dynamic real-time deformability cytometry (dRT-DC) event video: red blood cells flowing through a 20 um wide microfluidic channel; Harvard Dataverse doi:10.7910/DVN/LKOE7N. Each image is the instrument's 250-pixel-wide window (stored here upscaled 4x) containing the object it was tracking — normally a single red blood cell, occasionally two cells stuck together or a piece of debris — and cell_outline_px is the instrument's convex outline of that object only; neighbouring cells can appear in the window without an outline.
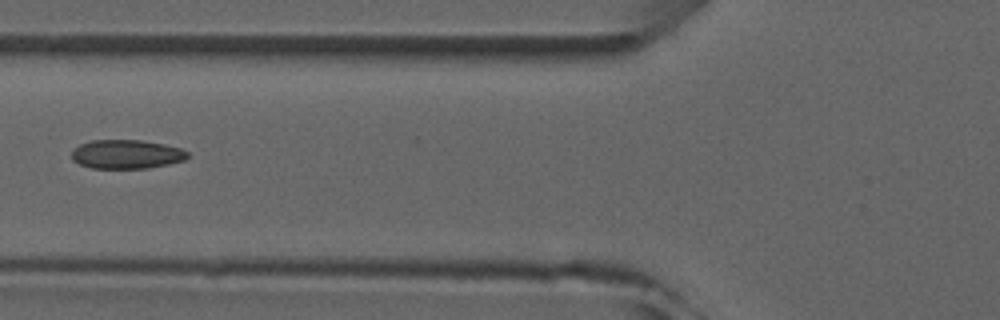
{"species": "common noctule bat (a hibernating species)", "species_latin": "Nyctalus noctula", "temperature_condition": "room temperature", "stored_images_in_passage": 7, "camera_frame_rate_fps": 3000, "um_per_image_px": 0.085, "animal": {"sex": "male", "forearm_length_mm": 52.5}, "frame": {"image": 1, "passage_image": 6, "time_ms": 6.0, "image_size_px": [1000, 320], "cell_outline_px": [[188, 156], [184, 160], [168, 164], [148, 168], [92, 168], [80, 164], [72, 160], [72, 152], [80, 144], [92, 140], [140, 140], [164, 144], [180, 148], [188, 152]], "centroid_in_image_um": [10.75, 13.11], "position_along_channel_um": 115.0, "area_um2": 19.42}}
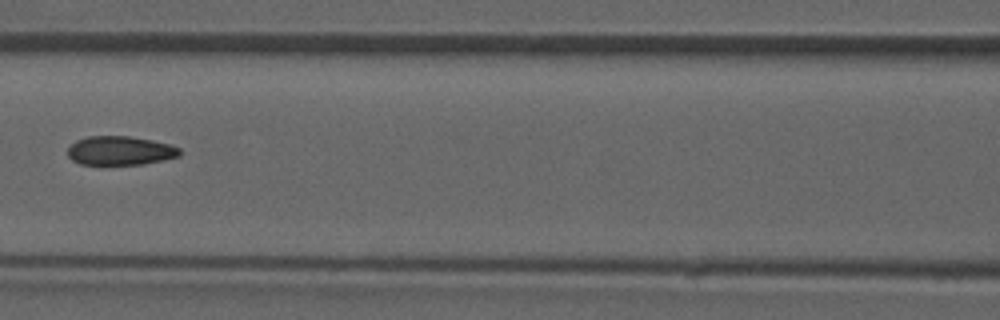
{"frame": {"image": 2, "passage_image": 7, "time_ms": 7.0, "image_size_px": [1000, 320], "cell_outline_px": [[180, 156], [144, 164], [80, 164], [72, 160], [68, 156], [68, 148], [76, 140], [88, 136], [128, 136], [152, 140], [168, 144], [180, 148]], "centroid_in_image_um": [10.2, 12.8], "position_along_channel_um": 156.4, "area_um2": 18.79}}